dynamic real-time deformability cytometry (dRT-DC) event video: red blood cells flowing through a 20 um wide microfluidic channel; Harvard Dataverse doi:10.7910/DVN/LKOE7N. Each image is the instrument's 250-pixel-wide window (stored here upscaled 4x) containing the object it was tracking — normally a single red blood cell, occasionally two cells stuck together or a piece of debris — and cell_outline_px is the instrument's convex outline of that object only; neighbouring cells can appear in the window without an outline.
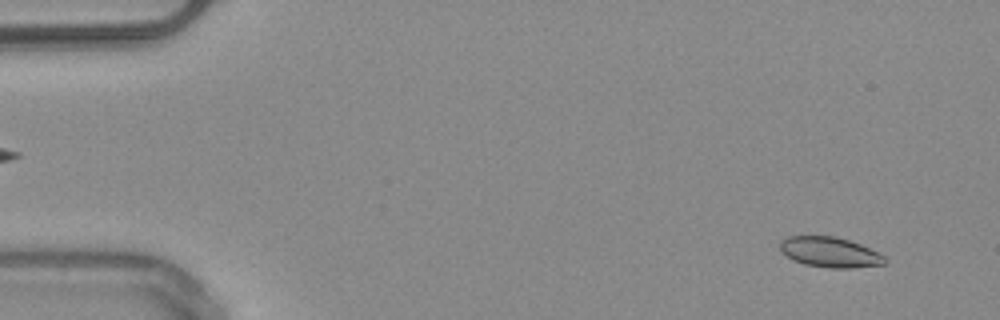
{"species": "common noctule bat (a hibernating species)", "species_latin": "Nyctalus noctula", "temperature_condition": "warm", "stored_images_in_passage": 50, "camera_frame_rate_fps": 3000, "um_per_image_px": 0.085, "animal": {"sex": "male", "body_mass_g": 20.4}, "frame": {"image": 1, "passage_image": 3, "time_ms": 0.667, "image_size_px": [1000, 320], "cell_outline_px": [[888, 264], [852, 268], [832, 268], [804, 264], [792, 260], [780, 252], [780, 240], [788, 236], [836, 236], [860, 244], [884, 256], [888, 260]], "centroid_in_image_um": [70.53, 21.44], "position_along_channel_um": 14.5, "area_um2": 18.61}}
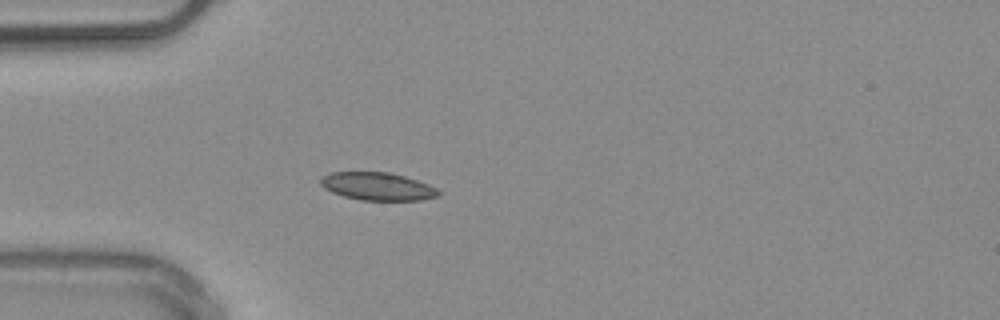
{"frame": {"image": 2, "passage_image": 14, "time_ms": 4.333, "image_size_px": [1000, 320], "cell_outline_px": [[440, 196], [420, 200], [360, 200], [344, 196], [332, 192], [324, 188], [320, 184], [320, 180], [328, 172], [388, 172], [404, 176], [428, 184], [436, 188], [440, 192]], "centroid_in_image_um": [32.08, 15.84], "position_along_channel_um": 52.9, "area_um2": 19.07}}
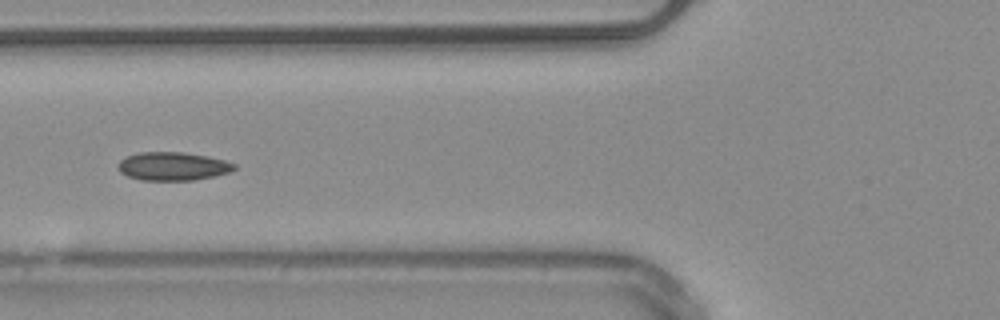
{"frame": {"image": 3, "passage_image": 19, "time_ms": 6.0, "image_size_px": [1000, 320], "cell_outline_px": [[236, 168], [232, 172], [196, 180], [140, 180], [128, 176], [120, 172], [120, 160], [128, 156], [140, 152], [184, 152], [208, 156], [224, 160], [236, 164]], "centroid_in_image_um": [14.75, 14.13], "position_along_channel_um": 111.1, "area_um2": 19.19}, "authors_computed_cell_mechanics": {"area_um2": 18.7272, "velocity_mm_per_s": 3.9971, "shape_relaxation_time_tau1_ms": 6.0031, "shape_relaxation_time_tau2_ms": 2.219, "deformation_change_tau1": 0.0877, "deformation_change_tau2": 0.0436}}